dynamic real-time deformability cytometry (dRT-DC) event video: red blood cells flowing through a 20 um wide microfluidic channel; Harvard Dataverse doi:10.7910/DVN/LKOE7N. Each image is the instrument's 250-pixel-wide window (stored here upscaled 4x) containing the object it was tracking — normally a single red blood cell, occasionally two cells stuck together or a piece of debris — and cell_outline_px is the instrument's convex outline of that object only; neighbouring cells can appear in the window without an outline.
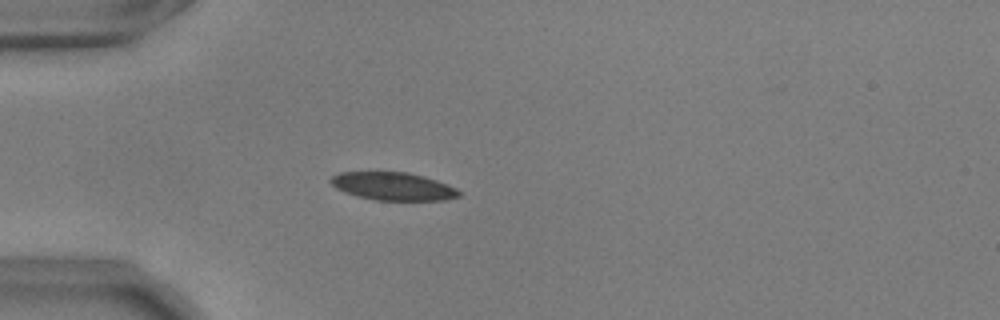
{"species": "common noctule bat (a hibernating species)", "species_latin": "Nyctalus noctula", "temperature_condition": "warm", "stored_images_in_passage": 12, "camera_frame_rate_fps": 3000, "um_per_image_px": 0.085, "animal": {"sex": "male", "body_mass_g": 17.9, "forearm_length_mm": 54.2}, "frame": {"image": 1, "passage_image": 1, "time_ms": 0.0, "image_size_px": [1000, 320], "cell_outline_px": [[460, 196], [444, 200], [376, 200], [356, 196], [344, 192], [336, 188], [328, 180], [332, 176], [340, 172], [408, 172], [424, 176], [448, 184], [456, 188], [460, 192]], "centroid_in_image_um": [33.4, 15.83], "position_along_channel_um": 51.6, "area_um2": 20.92}}
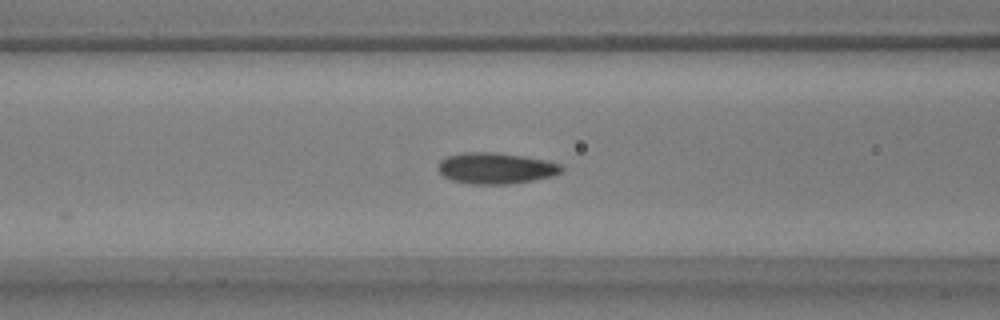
{"frame": {"image": 2, "passage_image": 8, "time_ms": 2.333, "image_size_px": [1000, 320], "cell_outline_px": [[564, 168], [560, 172], [552, 176], [532, 180], [508, 184], [468, 184], [452, 180], [444, 176], [436, 168], [440, 160], [448, 156], [464, 152], [496, 152], [524, 156], [544, 160], [560, 164]], "centroid_in_image_um": [42.11, 14.29], "position_along_channel_um": 124.5, "area_um2": 22.37}}
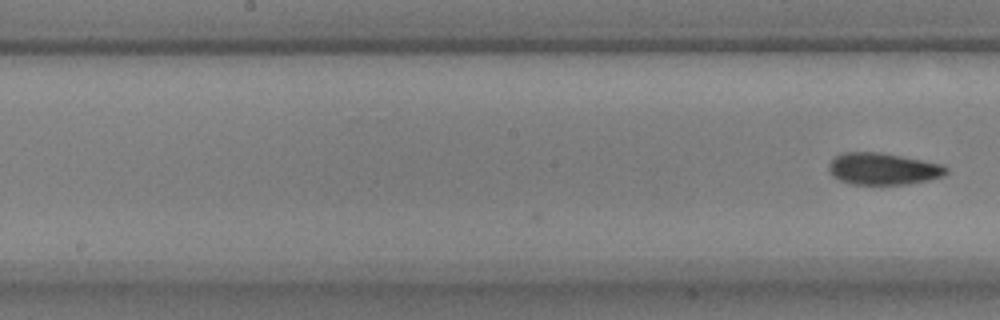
{"frame": {"image": 3, "passage_image": 12, "time_ms": 3.667, "image_size_px": [1000, 320], "cell_outline_px": [[948, 172], [944, 176], [928, 180], [908, 184], [852, 184], [840, 180], [832, 176], [828, 172], [828, 164], [836, 156], [844, 152], [880, 152], [944, 164], [948, 168]], "centroid_in_image_um": [75.07, 14.35], "position_along_channel_um": 173.1, "area_um2": 21.91}}